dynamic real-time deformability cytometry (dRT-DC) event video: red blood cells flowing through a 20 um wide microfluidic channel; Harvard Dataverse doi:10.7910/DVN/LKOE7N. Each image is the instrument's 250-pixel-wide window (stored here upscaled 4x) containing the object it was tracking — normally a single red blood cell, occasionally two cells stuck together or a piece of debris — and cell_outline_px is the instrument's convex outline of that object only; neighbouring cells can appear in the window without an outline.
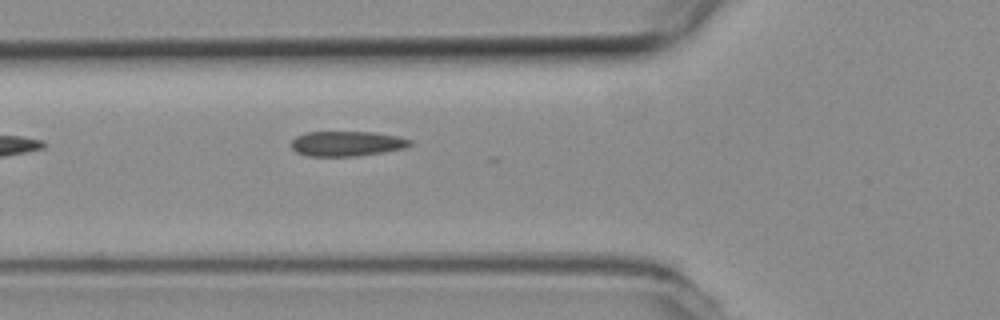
{"species": "common noctule bat (a hibernating species)", "species_latin": "Nyctalus noctula", "temperature_condition": "room temperature", "stored_images_in_passage": 2, "camera_frame_rate_fps": 3000, "um_per_image_px": 0.085, "animal": {"sex": "female", "body_mass_g": 19.3, "forearm_length_mm": 54.1}, "frame": {"image": 1, "passage_image": 2, "time_ms": 0.333, "image_size_px": [1000, 320], "cell_outline_px": [[412, 144], [404, 148], [356, 156], [308, 156], [296, 152], [292, 148], [292, 140], [296, 136], [304, 132], [372, 132], [396, 136], [412, 140]], "centroid_in_image_um": [29.44, 12.2], "position_along_channel_um": 96.4, "area_um2": 17.17}}